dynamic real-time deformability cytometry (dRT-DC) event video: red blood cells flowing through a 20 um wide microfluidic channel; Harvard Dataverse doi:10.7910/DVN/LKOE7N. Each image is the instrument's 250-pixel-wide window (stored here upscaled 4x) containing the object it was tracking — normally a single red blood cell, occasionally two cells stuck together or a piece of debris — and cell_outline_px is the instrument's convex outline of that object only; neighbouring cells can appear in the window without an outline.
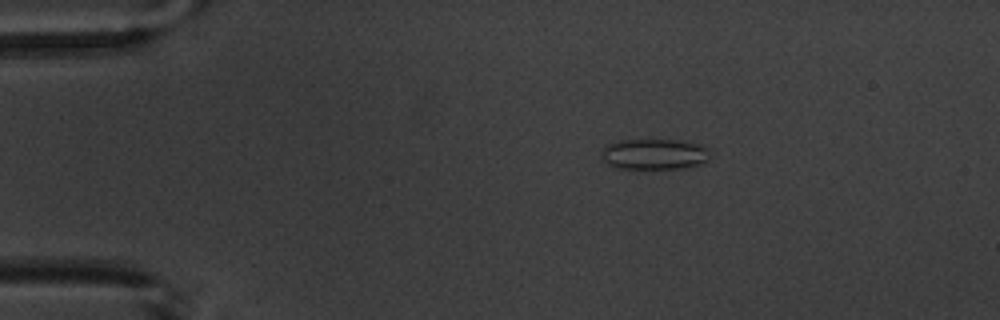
{"species": "common noctule bat (a hibernating species)", "species_latin": "Nyctalus noctula", "temperature_condition": "warm", "stored_images_in_passage": 3, "camera_frame_rate_fps": 3000, "um_per_image_px": 0.085, "animal": {"sex": "male", "body_mass_g": 20.1, "forearm_length_mm": 53.5}, "frame": {"image": 1, "passage_image": 2, "time_ms": 1.333, "image_size_px": [1000, 320], "cell_outline_px": [[708, 160], [704, 164], [692, 168], [616, 168], [608, 164], [600, 156], [604, 148], [608, 144], [620, 140], [672, 140], [696, 144], [708, 148]], "centroid_in_image_um": [55.63, 13.12], "position_along_channel_um": 29.4, "area_um2": 19.36}}